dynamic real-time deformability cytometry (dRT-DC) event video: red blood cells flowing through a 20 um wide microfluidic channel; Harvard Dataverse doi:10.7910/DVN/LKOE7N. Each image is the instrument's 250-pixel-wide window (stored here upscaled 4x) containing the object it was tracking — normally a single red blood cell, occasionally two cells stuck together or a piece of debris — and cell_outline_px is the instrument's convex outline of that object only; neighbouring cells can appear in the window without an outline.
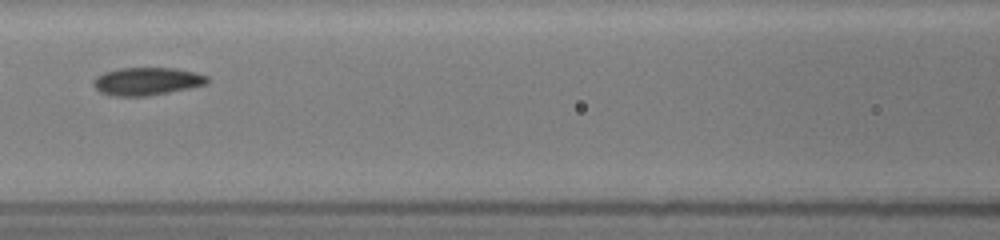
{"species": "common noctule bat (a hibernating species)", "species_latin": "Nyctalus noctula", "temperature_condition": "room temperature", "stored_images_in_passage": 17, "camera_frame_rate_fps": 3000, "um_per_image_px": 0.085, "animal": {"sex": "female", "body_mass_g": 19.5, "forearm_length_mm": 54.1}, "frame": {"image": 1, "passage_image": 10, "time_ms": 4.0, "image_size_px": [1000, 240], "cell_outline_px": [[208, 84], [148, 96], [112, 96], [100, 92], [92, 84], [92, 80], [96, 76], [104, 72], [120, 68], [176, 68], [196, 72], [208, 76]], "centroid_in_image_um": [12.47, 6.91], "position_along_channel_um": 154.1, "area_um2": 18.55}}